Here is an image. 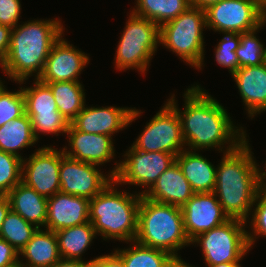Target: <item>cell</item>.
I'll return each mask as SVG.
<instances>
[{
    "instance_id": "6da1fadb",
    "label": "cell",
    "mask_w": 266,
    "mask_h": 267,
    "mask_svg": "<svg viewBox=\"0 0 266 267\" xmlns=\"http://www.w3.org/2000/svg\"><path fill=\"white\" fill-rule=\"evenodd\" d=\"M207 94L199 85L188 88L184 94V112L177 108L174 95L168 99L179 115L185 145L194 151L213 147L222 151L221 146L227 142L230 145L223 153L233 151L248 140L247 134L244 129H237L226 109Z\"/></svg>"
},
{
    "instance_id": "7a4b0ae2",
    "label": "cell",
    "mask_w": 266,
    "mask_h": 267,
    "mask_svg": "<svg viewBox=\"0 0 266 267\" xmlns=\"http://www.w3.org/2000/svg\"><path fill=\"white\" fill-rule=\"evenodd\" d=\"M246 140L237 149L224 153L216 168L214 194L229 219L246 222L258 193L263 189L260 170Z\"/></svg>"
},
{
    "instance_id": "3957f363",
    "label": "cell",
    "mask_w": 266,
    "mask_h": 267,
    "mask_svg": "<svg viewBox=\"0 0 266 267\" xmlns=\"http://www.w3.org/2000/svg\"><path fill=\"white\" fill-rule=\"evenodd\" d=\"M63 25L57 19L28 21L11 31L10 46L2 66L5 74L23 83L36 72L41 75L53 44L63 34Z\"/></svg>"
},
{
    "instance_id": "277c9868",
    "label": "cell",
    "mask_w": 266,
    "mask_h": 267,
    "mask_svg": "<svg viewBox=\"0 0 266 267\" xmlns=\"http://www.w3.org/2000/svg\"><path fill=\"white\" fill-rule=\"evenodd\" d=\"M113 179L89 201V221L103 239H118L131 243L137 234L141 194L117 191Z\"/></svg>"
},
{
    "instance_id": "5b68a950",
    "label": "cell",
    "mask_w": 266,
    "mask_h": 267,
    "mask_svg": "<svg viewBox=\"0 0 266 267\" xmlns=\"http://www.w3.org/2000/svg\"><path fill=\"white\" fill-rule=\"evenodd\" d=\"M135 240L143 245L168 252L179 263L184 261L177 250L191 244L184 230L182 209L141 196Z\"/></svg>"
},
{
    "instance_id": "8992f818",
    "label": "cell",
    "mask_w": 266,
    "mask_h": 267,
    "mask_svg": "<svg viewBox=\"0 0 266 267\" xmlns=\"http://www.w3.org/2000/svg\"><path fill=\"white\" fill-rule=\"evenodd\" d=\"M205 27V9L190 6L160 27V44L171 49L187 64L201 69L204 59L202 31Z\"/></svg>"
},
{
    "instance_id": "52a82bcc",
    "label": "cell",
    "mask_w": 266,
    "mask_h": 267,
    "mask_svg": "<svg viewBox=\"0 0 266 267\" xmlns=\"http://www.w3.org/2000/svg\"><path fill=\"white\" fill-rule=\"evenodd\" d=\"M158 43L160 27L150 19L131 12L116 51L117 69L137 68L145 73Z\"/></svg>"
},
{
    "instance_id": "ba28073f",
    "label": "cell",
    "mask_w": 266,
    "mask_h": 267,
    "mask_svg": "<svg viewBox=\"0 0 266 267\" xmlns=\"http://www.w3.org/2000/svg\"><path fill=\"white\" fill-rule=\"evenodd\" d=\"M246 222L229 219L194 238L191 243H200L207 265L240 262L250 247L247 240Z\"/></svg>"
},
{
    "instance_id": "9c48e42d",
    "label": "cell",
    "mask_w": 266,
    "mask_h": 267,
    "mask_svg": "<svg viewBox=\"0 0 266 267\" xmlns=\"http://www.w3.org/2000/svg\"><path fill=\"white\" fill-rule=\"evenodd\" d=\"M206 28L250 32L266 23V11L255 0H220L205 9Z\"/></svg>"
},
{
    "instance_id": "30bf717a",
    "label": "cell",
    "mask_w": 266,
    "mask_h": 267,
    "mask_svg": "<svg viewBox=\"0 0 266 267\" xmlns=\"http://www.w3.org/2000/svg\"><path fill=\"white\" fill-rule=\"evenodd\" d=\"M185 141L176 109L169 103L147 123L132 147L143 152H166L175 157L183 151Z\"/></svg>"
},
{
    "instance_id": "8fae6325",
    "label": "cell",
    "mask_w": 266,
    "mask_h": 267,
    "mask_svg": "<svg viewBox=\"0 0 266 267\" xmlns=\"http://www.w3.org/2000/svg\"><path fill=\"white\" fill-rule=\"evenodd\" d=\"M124 156L127 157L125 161L117 163L109 175L118 185L128 183L147 186L149 189L159 176L175 162V156L171 153L143 152L132 146Z\"/></svg>"
},
{
    "instance_id": "7c38bea8",
    "label": "cell",
    "mask_w": 266,
    "mask_h": 267,
    "mask_svg": "<svg viewBox=\"0 0 266 267\" xmlns=\"http://www.w3.org/2000/svg\"><path fill=\"white\" fill-rule=\"evenodd\" d=\"M25 100V113L29 116L34 135L39 133H66L69 127L67 119L59 112L50 87L35 80L34 86L22 89Z\"/></svg>"
},
{
    "instance_id": "4fadbf2b",
    "label": "cell",
    "mask_w": 266,
    "mask_h": 267,
    "mask_svg": "<svg viewBox=\"0 0 266 267\" xmlns=\"http://www.w3.org/2000/svg\"><path fill=\"white\" fill-rule=\"evenodd\" d=\"M62 151L42 147L29 157L23 158L22 182L32 187L39 195L50 198L60 192V165Z\"/></svg>"
},
{
    "instance_id": "5bb4252c",
    "label": "cell",
    "mask_w": 266,
    "mask_h": 267,
    "mask_svg": "<svg viewBox=\"0 0 266 267\" xmlns=\"http://www.w3.org/2000/svg\"><path fill=\"white\" fill-rule=\"evenodd\" d=\"M96 166L70 158L62 150L60 192L89 200L99 194L114 178H106Z\"/></svg>"
},
{
    "instance_id": "9a60e30c",
    "label": "cell",
    "mask_w": 266,
    "mask_h": 267,
    "mask_svg": "<svg viewBox=\"0 0 266 267\" xmlns=\"http://www.w3.org/2000/svg\"><path fill=\"white\" fill-rule=\"evenodd\" d=\"M181 209L184 230L190 242L229 220L214 192L195 193Z\"/></svg>"
},
{
    "instance_id": "2e32d148",
    "label": "cell",
    "mask_w": 266,
    "mask_h": 267,
    "mask_svg": "<svg viewBox=\"0 0 266 267\" xmlns=\"http://www.w3.org/2000/svg\"><path fill=\"white\" fill-rule=\"evenodd\" d=\"M141 110L120 107H85L70 122L81 132L103 134L111 136L114 132L126 128L136 117H140Z\"/></svg>"
},
{
    "instance_id": "e0dca14e",
    "label": "cell",
    "mask_w": 266,
    "mask_h": 267,
    "mask_svg": "<svg viewBox=\"0 0 266 267\" xmlns=\"http://www.w3.org/2000/svg\"><path fill=\"white\" fill-rule=\"evenodd\" d=\"M61 37L53 44L38 80L41 82L79 81L77 78L89 63L84 52Z\"/></svg>"
},
{
    "instance_id": "ac0fdd59",
    "label": "cell",
    "mask_w": 266,
    "mask_h": 267,
    "mask_svg": "<svg viewBox=\"0 0 266 267\" xmlns=\"http://www.w3.org/2000/svg\"><path fill=\"white\" fill-rule=\"evenodd\" d=\"M89 199L58 192L48 198L47 230L56 232L89 222Z\"/></svg>"
},
{
    "instance_id": "d6986e66",
    "label": "cell",
    "mask_w": 266,
    "mask_h": 267,
    "mask_svg": "<svg viewBox=\"0 0 266 267\" xmlns=\"http://www.w3.org/2000/svg\"><path fill=\"white\" fill-rule=\"evenodd\" d=\"M66 134L69 137V145L63 148L64 154L75 160L94 165H102L114 157L112 137L103 134L85 133L76 130L69 124Z\"/></svg>"
},
{
    "instance_id": "ffe728a7",
    "label": "cell",
    "mask_w": 266,
    "mask_h": 267,
    "mask_svg": "<svg viewBox=\"0 0 266 267\" xmlns=\"http://www.w3.org/2000/svg\"><path fill=\"white\" fill-rule=\"evenodd\" d=\"M140 194L158 203L182 207L195 192L175 161L150 189Z\"/></svg>"
},
{
    "instance_id": "44dd1931",
    "label": "cell",
    "mask_w": 266,
    "mask_h": 267,
    "mask_svg": "<svg viewBox=\"0 0 266 267\" xmlns=\"http://www.w3.org/2000/svg\"><path fill=\"white\" fill-rule=\"evenodd\" d=\"M239 89L247 112L252 118L266 110V62L241 67L232 75Z\"/></svg>"
},
{
    "instance_id": "7402d4cb",
    "label": "cell",
    "mask_w": 266,
    "mask_h": 267,
    "mask_svg": "<svg viewBox=\"0 0 266 267\" xmlns=\"http://www.w3.org/2000/svg\"><path fill=\"white\" fill-rule=\"evenodd\" d=\"M11 210L40 229L46 228L48 198L39 195L22 181L7 194Z\"/></svg>"
},
{
    "instance_id": "603a6c76",
    "label": "cell",
    "mask_w": 266,
    "mask_h": 267,
    "mask_svg": "<svg viewBox=\"0 0 266 267\" xmlns=\"http://www.w3.org/2000/svg\"><path fill=\"white\" fill-rule=\"evenodd\" d=\"M196 151L184 149L175 161L195 193L214 192L216 168Z\"/></svg>"
},
{
    "instance_id": "cb8c5ba5",
    "label": "cell",
    "mask_w": 266,
    "mask_h": 267,
    "mask_svg": "<svg viewBox=\"0 0 266 267\" xmlns=\"http://www.w3.org/2000/svg\"><path fill=\"white\" fill-rule=\"evenodd\" d=\"M20 254L26 259L25 267H52L61 259L55 232L38 229Z\"/></svg>"
},
{
    "instance_id": "d4e9b609",
    "label": "cell",
    "mask_w": 266,
    "mask_h": 267,
    "mask_svg": "<svg viewBox=\"0 0 266 267\" xmlns=\"http://www.w3.org/2000/svg\"><path fill=\"white\" fill-rule=\"evenodd\" d=\"M36 141L31 120L26 113L0 127V150L21 159L23 157L17 151L33 146Z\"/></svg>"
},
{
    "instance_id": "484cf974",
    "label": "cell",
    "mask_w": 266,
    "mask_h": 267,
    "mask_svg": "<svg viewBox=\"0 0 266 267\" xmlns=\"http://www.w3.org/2000/svg\"><path fill=\"white\" fill-rule=\"evenodd\" d=\"M128 249L115 250L124 267H176L180 263L168 252L133 241Z\"/></svg>"
},
{
    "instance_id": "4316f807",
    "label": "cell",
    "mask_w": 266,
    "mask_h": 267,
    "mask_svg": "<svg viewBox=\"0 0 266 267\" xmlns=\"http://www.w3.org/2000/svg\"><path fill=\"white\" fill-rule=\"evenodd\" d=\"M58 240L59 253L63 259L82 260V253L96 236L93 224H85L60 229L55 232Z\"/></svg>"
},
{
    "instance_id": "83f0119b",
    "label": "cell",
    "mask_w": 266,
    "mask_h": 267,
    "mask_svg": "<svg viewBox=\"0 0 266 267\" xmlns=\"http://www.w3.org/2000/svg\"><path fill=\"white\" fill-rule=\"evenodd\" d=\"M53 92L59 112L70 123L85 106V93L80 81L42 82Z\"/></svg>"
},
{
    "instance_id": "f1b7e54d",
    "label": "cell",
    "mask_w": 266,
    "mask_h": 267,
    "mask_svg": "<svg viewBox=\"0 0 266 267\" xmlns=\"http://www.w3.org/2000/svg\"><path fill=\"white\" fill-rule=\"evenodd\" d=\"M136 8L132 12L150 19L159 27L177 18L187 8L190 0H136Z\"/></svg>"
},
{
    "instance_id": "f546056e",
    "label": "cell",
    "mask_w": 266,
    "mask_h": 267,
    "mask_svg": "<svg viewBox=\"0 0 266 267\" xmlns=\"http://www.w3.org/2000/svg\"><path fill=\"white\" fill-rule=\"evenodd\" d=\"M39 228L25 221L19 214L9 211L3 221L0 238L20 252Z\"/></svg>"
},
{
    "instance_id": "4dcf8cb0",
    "label": "cell",
    "mask_w": 266,
    "mask_h": 267,
    "mask_svg": "<svg viewBox=\"0 0 266 267\" xmlns=\"http://www.w3.org/2000/svg\"><path fill=\"white\" fill-rule=\"evenodd\" d=\"M256 31L258 32V29L240 33V44L235 51L239 60V68L257 66L266 62V48L256 38Z\"/></svg>"
},
{
    "instance_id": "1f68e13d",
    "label": "cell",
    "mask_w": 266,
    "mask_h": 267,
    "mask_svg": "<svg viewBox=\"0 0 266 267\" xmlns=\"http://www.w3.org/2000/svg\"><path fill=\"white\" fill-rule=\"evenodd\" d=\"M20 157L0 150V195H7L22 181Z\"/></svg>"
},
{
    "instance_id": "d6a6232c",
    "label": "cell",
    "mask_w": 266,
    "mask_h": 267,
    "mask_svg": "<svg viewBox=\"0 0 266 267\" xmlns=\"http://www.w3.org/2000/svg\"><path fill=\"white\" fill-rule=\"evenodd\" d=\"M225 36L215 47V58L220 66L227 67L233 75L239 68V60L236 55V49L240 44V33L234 31H219Z\"/></svg>"
},
{
    "instance_id": "836d02e7",
    "label": "cell",
    "mask_w": 266,
    "mask_h": 267,
    "mask_svg": "<svg viewBox=\"0 0 266 267\" xmlns=\"http://www.w3.org/2000/svg\"><path fill=\"white\" fill-rule=\"evenodd\" d=\"M0 89V127L25 113V100L22 87L19 91L9 92Z\"/></svg>"
},
{
    "instance_id": "e575fe53",
    "label": "cell",
    "mask_w": 266,
    "mask_h": 267,
    "mask_svg": "<svg viewBox=\"0 0 266 267\" xmlns=\"http://www.w3.org/2000/svg\"><path fill=\"white\" fill-rule=\"evenodd\" d=\"M254 204H255V209H253L254 213L252 214V219H251V225L253 226L252 228L254 235H252L251 233H247V240L250 248H252V245L255 243L254 237H256V235L266 236V190L265 189H262L258 193L254 201Z\"/></svg>"
},
{
    "instance_id": "d590c367",
    "label": "cell",
    "mask_w": 266,
    "mask_h": 267,
    "mask_svg": "<svg viewBox=\"0 0 266 267\" xmlns=\"http://www.w3.org/2000/svg\"><path fill=\"white\" fill-rule=\"evenodd\" d=\"M20 11V0H0V24L13 29L18 25Z\"/></svg>"
},
{
    "instance_id": "8d00e7d4",
    "label": "cell",
    "mask_w": 266,
    "mask_h": 267,
    "mask_svg": "<svg viewBox=\"0 0 266 267\" xmlns=\"http://www.w3.org/2000/svg\"><path fill=\"white\" fill-rule=\"evenodd\" d=\"M19 252L7 241L0 238V267L9 266L19 261Z\"/></svg>"
},
{
    "instance_id": "74e56055",
    "label": "cell",
    "mask_w": 266,
    "mask_h": 267,
    "mask_svg": "<svg viewBox=\"0 0 266 267\" xmlns=\"http://www.w3.org/2000/svg\"><path fill=\"white\" fill-rule=\"evenodd\" d=\"M90 267H124V264L114 252L111 255L99 256L90 260Z\"/></svg>"
},
{
    "instance_id": "f35d334b",
    "label": "cell",
    "mask_w": 266,
    "mask_h": 267,
    "mask_svg": "<svg viewBox=\"0 0 266 267\" xmlns=\"http://www.w3.org/2000/svg\"><path fill=\"white\" fill-rule=\"evenodd\" d=\"M12 29L0 24V66L2 67L10 46Z\"/></svg>"
},
{
    "instance_id": "ab89813d",
    "label": "cell",
    "mask_w": 266,
    "mask_h": 267,
    "mask_svg": "<svg viewBox=\"0 0 266 267\" xmlns=\"http://www.w3.org/2000/svg\"><path fill=\"white\" fill-rule=\"evenodd\" d=\"M52 267H90V261L84 262L83 260H72L61 258Z\"/></svg>"
},
{
    "instance_id": "60d3db41",
    "label": "cell",
    "mask_w": 266,
    "mask_h": 267,
    "mask_svg": "<svg viewBox=\"0 0 266 267\" xmlns=\"http://www.w3.org/2000/svg\"><path fill=\"white\" fill-rule=\"evenodd\" d=\"M11 210L10 201L7 195H0V233L2 224L7 214Z\"/></svg>"
},
{
    "instance_id": "b9f144b4",
    "label": "cell",
    "mask_w": 266,
    "mask_h": 267,
    "mask_svg": "<svg viewBox=\"0 0 266 267\" xmlns=\"http://www.w3.org/2000/svg\"><path fill=\"white\" fill-rule=\"evenodd\" d=\"M218 1L220 0H190V5L197 8L206 9L209 5Z\"/></svg>"
},
{
    "instance_id": "7bdbcfd3",
    "label": "cell",
    "mask_w": 266,
    "mask_h": 267,
    "mask_svg": "<svg viewBox=\"0 0 266 267\" xmlns=\"http://www.w3.org/2000/svg\"><path fill=\"white\" fill-rule=\"evenodd\" d=\"M184 264L188 267H192L191 265L184 262ZM208 267H241L239 262H228V263H221L216 265H207Z\"/></svg>"
},
{
    "instance_id": "ee69618b",
    "label": "cell",
    "mask_w": 266,
    "mask_h": 267,
    "mask_svg": "<svg viewBox=\"0 0 266 267\" xmlns=\"http://www.w3.org/2000/svg\"><path fill=\"white\" fill-rule=\"evenodd\" d=\"M260 176H261V185H262V188L266 190V183H264L265 182V178H266V172L265 171L264 172H260Z\"/></svg>"
},
{
    "instance_id": "f6af8a7d",
    "label": "cell",
    "mask_w": 266,
    "mask_h": 267,
    "mask_svg": "<svg viewBox=\"0 0 266 267\" xmlns=\"http://www.w3.org/2000/svg\"><path fill=\"white\" fill-rule=\"evenodd\" d=\"M6 267H25V266L22 264V261L19 260V261L15 262L9 266H6Z\"/></svg>"
},
{
    "instance_id": "bcb514c9",
    "label": "cell",
    "mask_w": 266,
    "mask_h": 267,
    "mask_svg": "<svg viewBox=\"0 0 266 267\" xmlns=\"http://www.w3.org/2000/svg\"><path fill=\"white\" fill-rule=\"evenodd\" d=\"M266 11V0H255Z\"/></svg>"
},
{
    "instance_id": "7dc6e473",
    "label": "cell",
    "mask_w": 266,
    "mask_h": 267,
    "mask_svg": "<svg viewBox=\"0 0 266 267\" xmlns=\"http://www.w3.org/2000/svg\"><path fill=\"white\" fill-rule=\"evenodd\" d=\"M176 267H188V266H186L184 263H180V264L177 265Z\"/></svg>"
},
{
    "instance_id": "c3c4849f",
    "label": "cell",
    "mask_w": 266,
    "mask_h": 267,
    "mask_svg": "<svg viewBox=\"0 0 266 267\" xmlns=\"http://www.w3.org/2000/svg\"><path fill=\"white\" fill-rule=\"evenodd\" d=\"M4 85L2 84L1 80H0V89L3 87Z\"/></svg>"
}]
</instances>
